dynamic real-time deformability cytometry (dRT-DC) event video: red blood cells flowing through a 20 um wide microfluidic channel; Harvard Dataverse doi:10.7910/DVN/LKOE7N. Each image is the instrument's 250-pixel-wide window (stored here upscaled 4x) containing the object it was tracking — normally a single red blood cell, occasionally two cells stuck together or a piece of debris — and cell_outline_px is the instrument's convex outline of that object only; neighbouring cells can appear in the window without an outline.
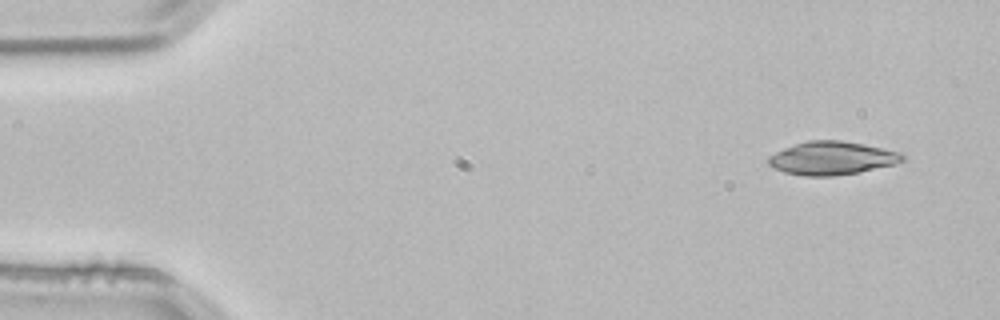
{"species": "common noctule bat (a hibernating species)", "species_latin": "Nyctalus noctula", "temperature_condition": "room temperature", "stored_images_in_passage": 3, "camera_frame_rate_fps": 3000, "um_per_image_px": 0.085, "animal": {"sex": "male", "body_mass_g": 21.5, "forearm_length_mm": 52.0}, "frame": {"image": 1, "passage_image": 1, "time_ms": 0.0, "image_size_px": [1000, 320], "cell_outline_px": [[904, 160], [896, 164], [860, 172], [832, 176], [804, 176], [784, 172], [772, 168], [768, 164], [768, 156], [784, 148], [808, 140], [840, 140], [864, 144], [904, 152]], "centroid_in_image_um": [70.74, 13.44], "position_along_channel_um": 14.3, "area_um2": 26.24}}